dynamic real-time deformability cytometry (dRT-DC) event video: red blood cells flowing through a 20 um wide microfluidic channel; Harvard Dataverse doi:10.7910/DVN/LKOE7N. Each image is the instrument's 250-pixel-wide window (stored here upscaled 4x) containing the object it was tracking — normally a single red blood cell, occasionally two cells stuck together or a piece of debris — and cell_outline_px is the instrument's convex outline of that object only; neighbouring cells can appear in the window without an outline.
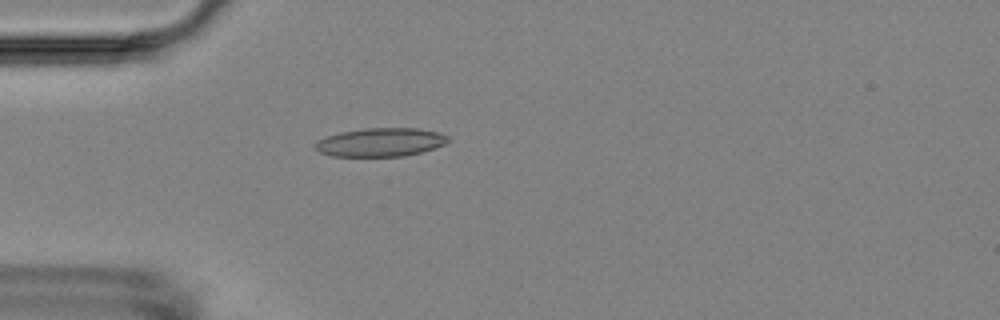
{"species": "Egyptian fruit bat (a non-hibernating species)", "species_latin": "Rousettus aegyptiacus", "temperature_condition": "room temperature", "stored_images_in_passage": 4, "camera_frame_rate_fps": 3000, "um_per_image_px": 0.085, "animal": {"sex": "female"}, "frame": {"image": 1, "passage_image": 4, "time_ms": 3.333, "image_size_px": [1000, 320], "cell_outline_px": [[452, 140], [444, 144], [420, 152], [404, 156], [332, 156], [320, 152], [316, 148], [316, 140], [340, 132], [364, 128], [420, 128], [440, 132], [448, 136]], "centroid_in_image_um": [32.38, 12.08], "position_along_channel_um": 52.6, "area_um2": 22.08}}